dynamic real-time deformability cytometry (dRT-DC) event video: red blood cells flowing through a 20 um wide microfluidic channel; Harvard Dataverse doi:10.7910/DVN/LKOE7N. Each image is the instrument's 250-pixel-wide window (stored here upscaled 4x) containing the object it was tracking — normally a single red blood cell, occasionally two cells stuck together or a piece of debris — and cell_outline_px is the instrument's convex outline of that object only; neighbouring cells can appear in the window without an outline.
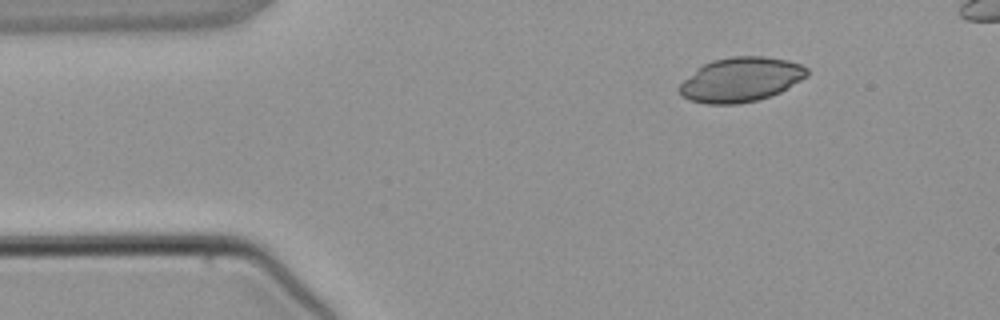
{"species": "common noctule bat (a hibernating species)", "species_latin": "Nyctalus noctula", "temperature_condition": "warm", "stored_images_in_passage": 3, "camera_frame_rate_fps": 3000, "um_per_image_px": 0.085, "animal": {"sex": "male", "body_mass_g": 21.5, "forearm_length_mm": 52.0}, "frame": {"image": 1, "passage_image": 1, "time_ms": 0.0, "image_size_px": [1000, 320], "cell_outline_px": [[808, 76], [788, 88], [780, 92], [756, 100], [736, 104], [704, 104], [688, 100], [680, 96], [676, 88], [684, 80], [704, 64], [712, 60], [732, 56], [764, 56], [788, 60], [800, 64], [808, 68]], "centroid_in_image_um": [62.96, 6.77], "position_along_channel_um": 22.0, "area_um2": 33.18}}